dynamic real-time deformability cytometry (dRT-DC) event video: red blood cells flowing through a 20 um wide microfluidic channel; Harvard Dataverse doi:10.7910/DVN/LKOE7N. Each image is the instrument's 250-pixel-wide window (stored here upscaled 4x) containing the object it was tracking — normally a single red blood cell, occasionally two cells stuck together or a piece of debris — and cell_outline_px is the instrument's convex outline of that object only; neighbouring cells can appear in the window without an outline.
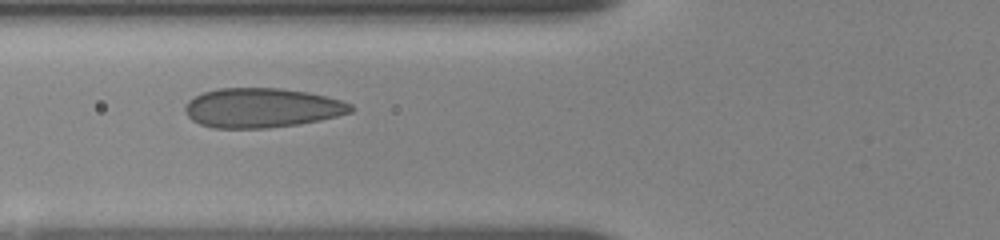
{"species": "human", "species_latin": "Homo sapiens", "temperature_condition": "room temperature", "stored_images_in_passage": 5, "camera_frame_rate_fps": 3000, "um_per_image_px": 0.085, "donor": {"sex": "female"}, "frame": {"image": 1, "passage_image": 3, "time_ms": 2.333, "image_size_px": [1000, 240], "cell_outline_px": [[356, 108], [352, 112], [320, 120], [300, 124], [268, 128], [212, 128], [200, 124], [192, 120], [184, 112], [184, 108], [188, 100], [204, 92], [220, 88], [280, 88], [308, 92], [340, 100], [352, 104]], "centroid_in_image_um": [22.26, 9.17], "position_along_channel_um": 103.5, "area_um2": 38.26}}
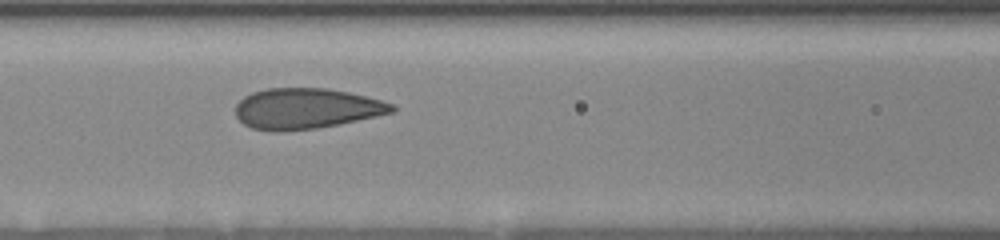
{"frame": {"image": 2, "passage_image": 4, "time_ms": 3.333, "image_size_px": [1000, 240], "cell_outline_px": [[396, 112], [316, 128], [284, 132], [272, 132], [252, 128], [244, 124], [236, 116], [236, 104], [244, 96], [252, 92], [268, 88], [328, 88], [348, 92], [380, 100], [392, 104], [396, 108]], "centroid_in_image_um": [25.99, 9.23], "position_along_channel_um": 140.6, "area_um2": 36.99}}
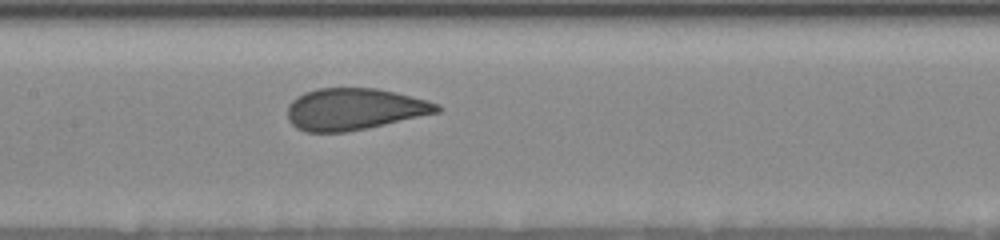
{"frame": {"image": 3, "passage_image": 5, "time_ms": 4.333, "image_size_px": [1000, 240], "cell_outline_px": [[444, 108], [440, 112], [368, 128], [344, 132], [304, 132], [296, 128], [288, 120], [288, 104], [296, 96], [304, 92], [320, 88], [376, 88], [396, 92], [428, 100], [440, 104]], "centroid_in_image_um": [30.13, 9.27], "position_along_channel_um": 177.3, "area_um2": 36.65}}